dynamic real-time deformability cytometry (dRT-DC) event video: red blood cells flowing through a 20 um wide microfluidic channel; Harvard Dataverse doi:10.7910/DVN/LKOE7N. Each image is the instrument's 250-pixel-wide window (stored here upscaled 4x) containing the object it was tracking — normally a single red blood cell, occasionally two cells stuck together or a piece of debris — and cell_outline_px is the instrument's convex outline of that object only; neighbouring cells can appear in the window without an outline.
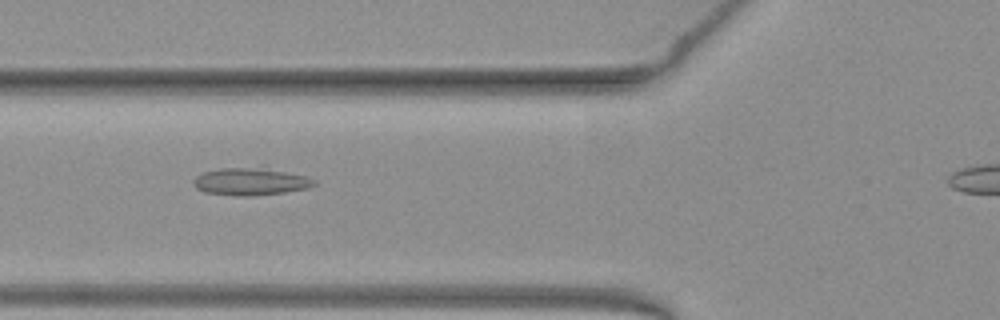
{"species": "common noctule bat (a hibernating species)", "species_latin": "Nyctalus noctula", "temperature_condition": "warm", "stored_images_in_passage": 12, "camera_frame_rate_fps": 3000, "um_per_image_px": 0.085, "animal": {"sex": "female", "body_mass_g": 19.3, "forearm_length_mm": 54.1}, "frame": {"image": 1, "passage_image": 7, "time_ms": 2.0, "image_size_px": [1000, 320], "cell_outline_px": [[316, 184], [308, 188], [284, 192], [252, 196], [236, 196], [204, 192], [196, 188], [192, 184], [192, 180], [196, 176], [204, 172], [220, 168], [248, 168], [284, 172], [304, 176], [316, 180]], "centroid_in_image_um": [21.23, 15.46], "position_along_channel_um": 104.6, "area_um2": 18.79}}
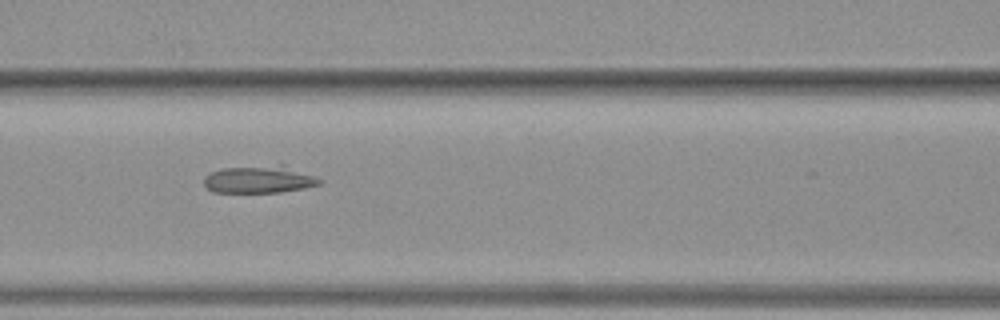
{"frame": {"image": 2, "passage_image": 10, "time_ms": 3.0, "image_size_px": [1000, 320], "cell_outline_px": [[324, 180], [320, 184], [304, 188], [280, 192], [212, 192], [204, 184], [204, 176], [212, 172], [224, 168], [280, 164], [284, 164]], "centroid_in_image_um": [22.06, 15.24], "position_along_channel_um": 144.5, "area_um2": 18.5}}